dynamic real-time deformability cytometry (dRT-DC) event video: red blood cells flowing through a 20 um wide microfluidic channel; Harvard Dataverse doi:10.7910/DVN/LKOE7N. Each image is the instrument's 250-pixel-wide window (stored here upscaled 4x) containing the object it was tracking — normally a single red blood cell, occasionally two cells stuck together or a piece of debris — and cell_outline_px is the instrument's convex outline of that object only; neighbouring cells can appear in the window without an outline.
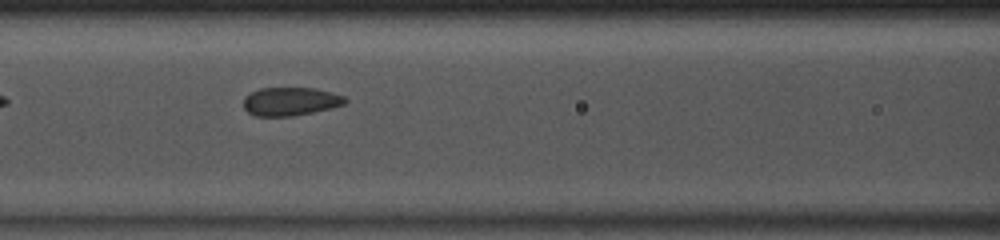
{"species": "common noctule bat (a hibernating species)", "species_latin": "Nyctalus noctula", "temperature_condition": "room temperature", "stored_images_in_passage": 13, "camera_frame_rate_fps": 3000, "um_per_image_px": 0.085, "animal": {"sex": "male", "body_mass_g": 13.0, "forearm_length_mm": 53.1}, "frame": {"image": 1, "passage_image": 8, "time_ms": 2.333, "image_size_px": [1000, 240], "cell_outline_px": [[348, 100], [344, 104], [332, 108], [292, 116], [256, 116], [248, 112], [244, 108], [244, 96], [260, 88], [316, 88], [344, 96]], "centroid_in_image_um": [24.69, 8.62], "position_along_channel_um": 141.9, "area_um2": 16.76}}
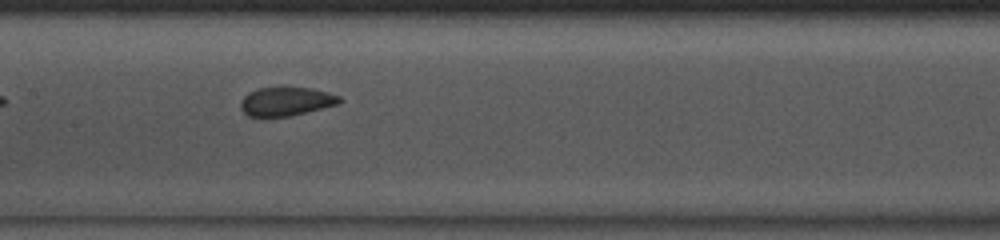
{"frame": {"image": 2, "passage_image": 11, "time_ms": 3.333, "image_size_px": [1000, 240], "cell_outline_px": [[344, 100], [336, 104], [288, 116], [264, 120], [248, 116], [240, 108], [240, 100], [248, 92], [260, 88], [280, 84], [312, 88], [328, 92], [340, 96]], "centroid_in_image_um": [24.24, 8.6], "position_along_channel_um": 183.2, "area_um2": 17.57}}